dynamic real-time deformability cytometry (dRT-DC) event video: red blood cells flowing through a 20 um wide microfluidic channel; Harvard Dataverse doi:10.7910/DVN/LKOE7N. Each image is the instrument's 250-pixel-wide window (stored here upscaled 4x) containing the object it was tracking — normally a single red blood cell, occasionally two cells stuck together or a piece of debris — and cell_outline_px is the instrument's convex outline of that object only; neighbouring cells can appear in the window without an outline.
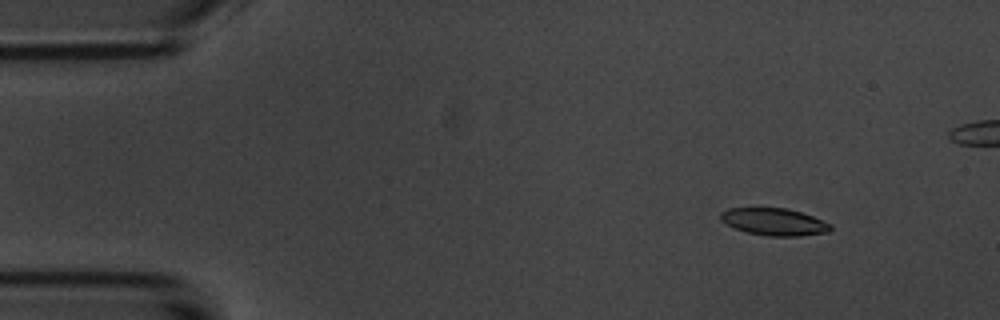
{"species": "common noctule bat (a hibernating species)", "species_latin": "Nyctalus noctula", "temperature_condition": "room temperature", "stored_images_in_passage": 10, "camera_frame_rate_fps": 3000, "um_per_image_px": 0.085, "animal": {"sex": "male", "body_mass_g": 20.1, "forearm_length_mm": 53.5}, "frame": {"image": 1, "passage_image": 2, "time_ms": 1.333, "image_size_px": [1000, 320], "cell_outline_px": [[832, 228], [828, 232], [800, 236], [768, 236], [748, 232], [736, 228], [720, 220], [720, 212], [728, 208], [788, 208], [812, 216], [832, 224]], "centroid_in_image_um": [65.81, 18.85], "position_along_channel_um": 19.2, "area_um2": 17.34}}
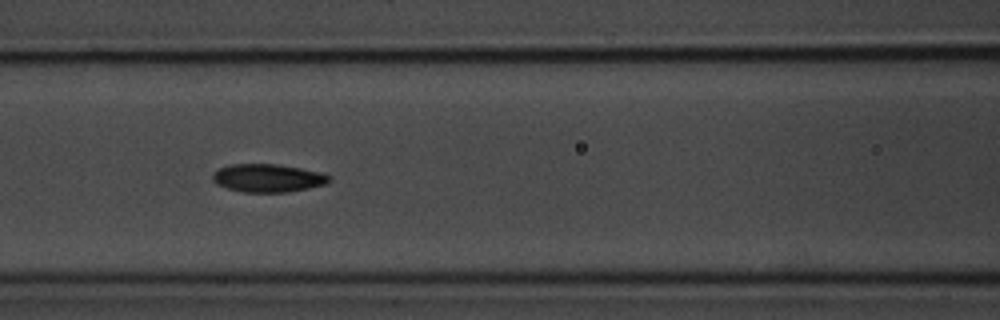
{"frame": {"image": 2, "passage_image": 7, "time_ms": 7.0, "image_size_px": [1000, 320], "cell_outline_px": [[332, 180], [328, 184], [288, 192], [244, 192], [228, 188], [216, 184], [212, 180], [212, 172], [220, 168], [232, 164], [276, 164], [300, 168], [320, 172], [332, 176]], "centroid_in_image_um": [22.79, 15.13], "position_along_channel_um": 143.8, "area_um2": 19.19}}